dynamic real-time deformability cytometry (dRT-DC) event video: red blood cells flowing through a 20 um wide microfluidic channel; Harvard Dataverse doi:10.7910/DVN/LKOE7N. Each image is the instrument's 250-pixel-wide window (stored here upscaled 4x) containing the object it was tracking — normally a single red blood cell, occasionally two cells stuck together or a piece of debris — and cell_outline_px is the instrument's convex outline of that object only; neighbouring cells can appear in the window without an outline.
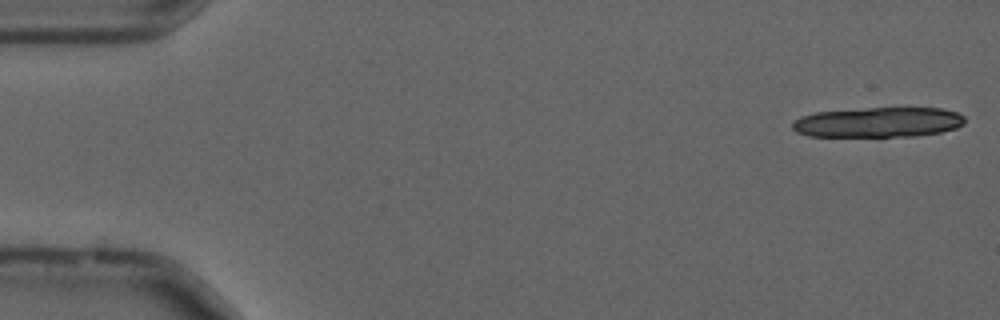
{"species": "common noctule bat (a hibernating species)", "species_latin": "Nyctalus noctula", "temperature_condition": "cold", "stored_images_in_passage": 18, "camera_frame_rate_fps": 3000, "um_per_image_px": 0.085, "animal": {"sex": "male", "forearm_length_mm": 52.5}, "frame": {"image": 1, "passage_image": 1, "time_ms": 0.0, "image_size_px": [1000, 320], "cell_outline_px": [[964, 124], [956, 128], [940, 132], [912, 136], [808, 136], [796, 132], [792, 128], [792, 124], [800, 116], [816, 112], [868, 108], [940, 108], [956, 112], [964, 116]], "centroid_in_image_um": [74.64, 10.39], "position_along_channel_um": 10.4, "area_um2": 30.06}}